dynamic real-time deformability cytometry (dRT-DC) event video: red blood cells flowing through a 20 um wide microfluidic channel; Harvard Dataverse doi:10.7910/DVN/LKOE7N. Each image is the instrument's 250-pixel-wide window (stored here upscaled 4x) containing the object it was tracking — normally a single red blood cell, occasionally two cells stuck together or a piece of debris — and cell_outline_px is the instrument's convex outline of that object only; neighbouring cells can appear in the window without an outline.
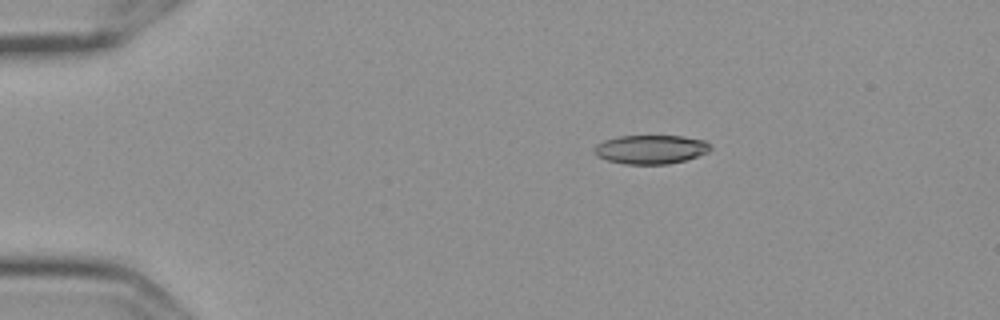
{"species": "Egyptian fruit bat (a non-hibernating species)", "species_latin": "Rousettus aegyptiacus", "temperature_condition": "cold", "stored_images_in_passage": 18, "camera_frame_rate_fps": 3000, "um_per_image_px": 0.085, "frame": {"image": 1, "passage_image": 11, "time_ms": 3.333, "image_size_px": [1000, 320], "cell_outline_px": [[712, 148], [708, 152], [684, 160], [668, 164], [624, 164], [608, 160], [596, 156], [592, 152], [592, 148], [596, 144], [604, 140], [620, 136], [684, 136], [704, 140]], "centroid_in_image_um": [55.26, 12.69], "position_along_channel_um": 29.7, "area_um2": 19.59}}